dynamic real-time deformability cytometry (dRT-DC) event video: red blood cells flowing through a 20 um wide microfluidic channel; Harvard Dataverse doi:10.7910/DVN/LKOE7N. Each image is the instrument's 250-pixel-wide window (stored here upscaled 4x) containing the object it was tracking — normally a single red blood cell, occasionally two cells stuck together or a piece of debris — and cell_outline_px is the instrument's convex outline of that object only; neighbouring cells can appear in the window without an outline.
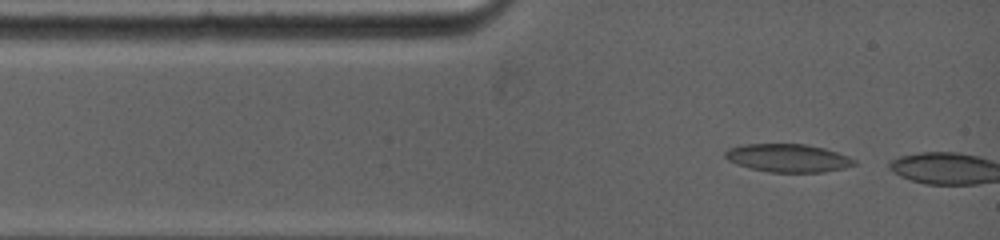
{"species": "common noctule bat (a hibernating species)", "species_latin": "Nyctalus noctula", "temperature_condition": "warm", "stored_images_in_passage": 5, "camera_frame_rate_fps": 5000, "um_per_image_px": 0.085, "animal": {"sex": "female", "body_mass_g": 19.0, "forearm_length_mm": 53.3}, "frame": {"image": 1, "passage_image": 2, "time_ms": 0.4, "image_size_px": [1000, 240], "cell_outline_px": [[856, 164], [844, 168], [824, 172], [768, 172], [736, 164], [728, 160], [724, 156], [724, 152], [728, 148], [740, 144], [808, 144], [824, 148], [848, 156], [856, 160]], "centroid_in_image_um": [66.96, 13.42], "position_along_channel_um": 18.0, "area_um2": 21.21}}